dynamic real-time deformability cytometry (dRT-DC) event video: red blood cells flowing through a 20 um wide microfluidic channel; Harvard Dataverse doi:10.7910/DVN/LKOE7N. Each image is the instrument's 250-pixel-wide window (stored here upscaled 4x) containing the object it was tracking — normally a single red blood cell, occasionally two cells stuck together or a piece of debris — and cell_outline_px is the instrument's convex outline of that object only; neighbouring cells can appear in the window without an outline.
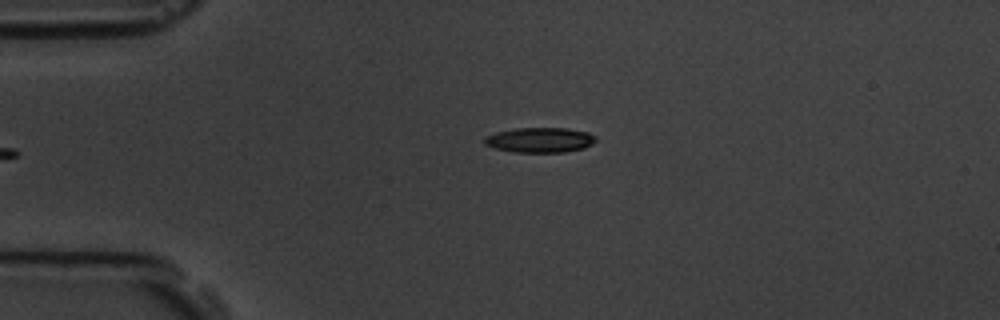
{"species": "common noctule bat (a hibernating species)", "species_latin": "Nyctalus noctula", "temperature_condition": "room temperature", "stored_images_in_passage": 5, "camera_frame_rate_fps": 3000, "um_per_image_px": 0.085, "animal": {"sex": "male", "body_mass_g": 19.5, "forearm_length_mm": 54.6}, "frame": {"image": 1, "passage_image": 5, "time_ms": 5.333, "image_size_px": [1000, 320], "cell_outline_px": [[596, 140], [592, 144], [584, 148], [564, 152], [516, 152], [496, 148], [484, 144], [484, 136], [496, 132], [516, 128], [568, 128], [588, 132], [596, 136]], "centroid_in_image_um": [45.9, 11.89], "position_along_channel_um": 39.1, "area_um2": 16.24}}